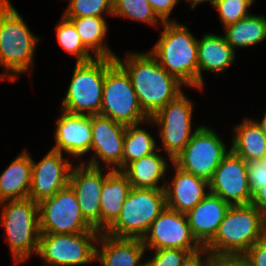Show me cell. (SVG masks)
I'll return each mask as SVG.
<instances>
[{"label": "cell", "instance_id": "1", "mask_svg": "<svg viewBox=\"0 0 266 266\" xmlns=\"http://www.w3.org/2000/svg\"><path fill=\"white\" fill-rule=\"evenodd\" d=\"M126 54L123 62L118 57L115 61L129 75L140 107L151 118L182 93L184 84L169 74L150 53Z\"/></svg>", "mask_w": 266, "mask_h": 266}, {"label": "cell", "instance_id": "2", "mask_svg": "<svg viewBox=\"0 0 266 266\" xmlns=\"http://www.w3.org/2000/svg\"><path fill=\"white\" fill-rule=\"evenodd\" d=\"M264 237V216L252 204L229 207L204 255L242 257Z\"/></svg>", "mask_w": 266, "mask_h": 266}, {"label": "cell", "instance_id": "3", "mask_svg": "<svg viewBox=\"0 0 266 266\" xmlns=\"http://www.w3.org/2000/svg\"><path fill=\"white\" fill-rule=\"evenodd\" d=\"M162 24L163 33L150 54L182 84L198 88V40L175 21Z\"/></svg>", "mask_w": 266, "mask_h": 266}, {"label": "cell", "instance_id": "4", "mask_svg": "<svg viewBox=\"0 0 266 266\" xmlns=\"http://www.w3.org/2000/svg\"><path fill=\"white\" fill-rule=\"evenodd\" d=\"M38 41L10 1L0 0L1 66L15 74L26 72Z\"/></svg>", "mask_w": 266, "mask_h": 266}, {"label": "cell", "instance_id": "5", "mask_svg": "<svg viewBox=\"0 0 266 266\" xmlns=\"http://www.w3.org/2000/svg\"><path fill=\"white\" fill-rule=\"evenodd\" d=\"M165 207V189L132 187L118 218L104 233L115 238L142 239Z\"/></svg>", "mask_w": 266, "mask_h": 266}, {"label": "cell", "instance_id": "6", "mask_svg": "<svg viewBox=\"0 0 266 266\" xmlns=\"http://www.w3.org/2000/svg\"><path fill=\"white\" fill-rule=\"evenodd\" d=\"M4 204L1 223L7 234L15 262L25 261L31 253L39 250V208L31 198L7 200ZM6 204V205H5Z\"/></svg>", "mask_w": 266, "mask_h": 266}, {"label": "cell", "instance_id": "7", "mask_svg": "<svg viewBox=\"0 0 266 266\" xmlns=\"http://www.w3.org/2000/svg\"><path fill=\"white\" fill-rule=\"evenodd\" d=\"M114 61L111 58H95L89 62L76 63L71 83L62 100L63 111L87 116L100 114L105 72Z\"/></svg>", "mask_w": 266, "mask_h": 266}, {"label": "cell", "instance_id": "8", "mask_svg": "<svg viewBox=\"0 0 266 266\" xmlns=\"http://www.w3.org/2000/svg\"><path fill=\"white\" fill-rule=\"evenodd\" d=\"M100 115L125 126L150 121L140 107L129 75L116 61L105 72Z\"/></svg>", "mask_w": 266, "mask_h": 266}, {"label": "cell", "instance_id": "9", "mask_svg": "<svg viewBox=\"0 0 266 266\" xmlns=\"http://www.w3.org/2000/svg\"><path fill=\"white\" fill-rule=\"evenodd\" d=\"M40 234L99 232L84 218L76 194L68 184L38 203Z\"/></svg>", "mask_w": 266, "mask_h": 266}, {"label": "cell", "instance_id": "10", "mask_svg": "<svg viewBox=\"0 0 266 266\" xmlns=\"http://www.w3.org/2000/svg\"><path fill=\"white\" fill-rule=\"evenodd\" d=\"M217 135L210 128L199 126L172 163L186 172L209 181L223 157L229 152Z\"/></svg>", "mask_w": 266, "mask_h": 266}, {"label": "cell", "instance_id": "11", "mask_svg": "<svg viewBox=\"0 0 266 266\" xmlns=\"http://www.w3.org/2000/svg\"><path fill=\"white\" fill-rule=\"evenodd\" d=\"M100 232L74 234H40V255L50 266H75L95 262L96 246Z\"/></svg>", "mask_w": 266, "mask_h": 266}, {"label": "cell", "instance_id": "12", "mask_svg": "<svg viewBox=\"0 0 266 266\" xmlns=\"http://www.w3.org/2000/svg\"><path fill=\"white\" fill-rule=\"evenodd\" d=\"M142 241L152 250L181 249L193 255L204 253V247L192 234L186 214L168 207L151 224Z\"/></svg>", "mask_w": 266, "mask_h": 266}, {"label": "cell", "instance_id": "13", "mask_svg": "<svg viewBox=\"0 0 266 266\" xmlns=\"http://www.w3.org/2000/svg\"><path fill=\"white\" fill-rule=\"evenodd\" d=\"M192 103L183 93L170 101L150 120L160 127V136L165 149L173 161L186 147L191 134Z\"/></svg>", "mask_w": 266, "mask_h": 266}, {"label": "cell", "instance_id": "14", "mask_svg": "<svg viewBox=\"0 0 266 266\" xmlns=\"http://www.w3.org/2000/svg\"><path fill=\"white\" fill-rule=\"evenodd\" d=\"M208 189L230 206L250 204L253 194L248 181L247 161L230 149L215 169Z\"/></svg>", "mask_w": 266, "mask_h": 266}, {"label": "cell", "instance_id": "15", "mask_svg": "<svg viewBox=\"0 0 266 266\" xmlns=\"http://www.w3.org/2000/svg\"><path fill=\"white\" fill-rule=\"evenodd\" d=\"M101 167H93L84 163L73 167L69 176V185L74 190L81 213L84 218L101 233V189L106 177Z\"/></svg>", "mask_w": 266, "mask_h": 266}, {"label": "cell", "instance_id": "16", "mask_svg": "<svg viewBox=\"0 0 266 266\" xmlns=\"http://www.w3.org/2000/svg\"><path fill=\"white\" fill-rule=\"evenodd\" d=\"M126 126L100 114L91 116L92 143L94 157L88 165L100 168L98 157L112 170H123V149ZM117 166V167H116Z\"/></svg>", "mask_w": 266, "mask_h": 266}, {"label": "cell", "instance_id": "17", "mask_svg": "<svg viewBox=\"0 0 266 266\" xmlns=\"http://www.w3.org/2000/svg\"><path fill=\"white\" fill-rule=\"evenodd\" d=\"M72 164L62 153L49 151L37 164L32 159V181L29 198L39 203L52 197L69 184Z\"/></svg>", "mask_w": 266, "mask_h": 266}, {"label": "cell", "instance_id": "18", "mask_svg": "<svg viewBox=\"0 0 266 266\" xmlns=\"http://www.w3.org/2000/svg\"><path fill=\"white\" fill-rule=\"evenodd\" d=\"M56 127V145L52 150L59 153L65 151L74 157L82 156L91 150V116L72 114L62 110Z\"/></svg>", "mask_w": 266, "mask_h": 266}, {"label": "cell", "instance_id": "19", "mask_svg": "<svg viewBox=\"0 0 266 266\" xmlns=\"http://www.w3.org/2000/svg\"><path fill=\"white\" fill-rule=\"evenodd\" d=\"M230 205L220 196L208 194L186 213L193 236L205 247L216 235Z\"/></svg>", "mask_w": 266, "mask_h": 266}, {"label": "cell", "instance_id": "20", "mask_svg": "<svg viewBox=\"0 0 266 266\" xmlns=\"http://www.w3.org/2000/svg\"><path fill=\"white\" fill-rule=\"evenodd\" d=\"M176 167V175L171 185L165 187L166 207L180 213L192 210L208 193L209 181Z\"/></svg>", "mask_w": 266, "mask_h": 266}, {"label": "cell", "instance_id": "21", "mask_svg": "<svg viewBox=\"0 0 266 266\" xmlns=\"http://www.w3.org/2000/svg\"><path fill=\"white\" fill-rule=\"evenodd\" d=\"M98 240L102 249L96 247L95 261H101L103 266H145L140 263L147 248L142 239L115 238L102 232Z\"/></svg>", "mask_w": 266, "mask_h": 266}, {"label": "cell", "instance_id": "22", "mask_svg": "<svg viewBox=\"0 0 266 266\" xmlns=\"http://www.w3.org/2000/svg\"><path fill=\"white\" fill-rule=\"evenodd\" d=\"M235 50L226 42L224 36L205 34L198 41V88L203 89L201 71H224L235 59Z\"/></svg>", "mask_w": 266, "mask_h": 266}, {"label": "cell", "instance_id": "23", "mask_svg": "<svg viewBox=\"0 0 266 266\" xmlns=\"http://www.w3.org/2000/svg\"><path fill=\"white\" fill-rule=\"evenodd\" d=\"M32 158L22 152L0 175V202L29 198Z\"/></svg>", "mask_w": 266, "mask_h": 266}, {"label": "cell", "instance_id": "24", "mask_svg": "<svg viewBox=\"0 0 266 266\" xmlns=\"http://www.w3.org/2000/svg\"><path fill=\"white\" fill-rule=\"evenodd\" d=\"M131 188L121 171L113 170L106 177L101 189V233L116 221Z\"/></svg>", "mask_w": 266, "mask_h": 266}, {"label": "cell", "instance_id": "25", "mask_svg": "<svg viewBox=\"0 0 266 266\" xmlns=\"http://www.w3.org/2000/svg\"><path fill=\"white\" fill-rule=\"evenodd\" d=\"M166 161L156 151L129 163L121 172L127 177L133 188L164 189L158 182L165 177Z\"/></svg>", "mask_w": 266, "mask_h": 266}, {"label": "cell", "instance_id": "26", "mask_svg": "<svg viewBox=\"0 0 266 266\" xmlns=\"http://www.w3.org/2000/svg\"><path fill=\"white\" fill-rule=\"evenodd\" d=\"M235 132L230 148L235 154L247 162L266 158V137L254 120L245 119Z\"/></svg>", "mask_w": 266, "mask_h": 266}, {"label": "cell", "instance_id": "27", "mask_svg": "<svg viewBox=\"0 0 266 266\" xmlns=\"http://www.w3.org/2000/svg\"><path fill=\"white\" fill-rule=\"evenodd\" d=\"M75 26L84 47L90 52L94 51L95 58H111L117 56L103 43L107 34V24L103 17L86 16L67 18Z\"/></svg>", "mask_w": 266, "mask_h": 266}, {"label": "cell", "instance_id": "28", "mask_svg": "<svg viewBox=\"0 0 266 266\" xmlns=\"http://www.w3.org/2000/svg\"><path fill=\"white\" fill-rule=\"evenodd\" d=\"M224 28L226 42L234 50L236 47H249L266 38V17L250 14Z\"/></svg>", "mask_w": 266, "mask_h": 266}, {"label": "cell", "instance_id": "29", "mask_svg": "<svg viewBox=\"0 0 266 266\" xmlns=\"http://www.w3.org/2000/svg\"><path fill=\"white\" fill-rule=\"evenodd\" d=\"M139 124L126 126L123 149V169L131 162L155 152L156 146L153 137L141 128ZM156 146V147H155Z\"/></svg>", "mask_w": 266, "mask_h": 266}, {"label": "cell", "instance_id": "30", "mask_svg": "<svg viewBox=\"0 0 266 266\" xmlns=\"http://www.w3.org/2000/svg\"><path fill=\"white\" fill-rule=\"evenodd\" d=\"M57 39L61 47L69 54L76 55V63H85L95 59L84 47L74 24L63 16L62 21L56 26Z\"/></svg>", "mask_w": 266, "mask_h": 266}, {"label": "cell", "instance_id": "31", "mask_svg": "<svg viewBox=\"0 0 266 266\" xmlns=\"http://www.w3.org/2000/svg\"><path fill=\"white\" fill-rule=\"evenodd\" d=\"M113 16H122L156 25L160 19L148 0H113Z\"/></svg>", "mask_w": 266, "mask_h": 266}, {"label": "cell", "instance_id": "32", "mask_svg": "<svg viewBox=\"0 0 266 266\" xmlns=\"http://www.w3.org/2000/svg\"><path fill=\"white\" fill-rule=\"evenodd\" d=\"M103 12L112 15L113 0H70L63 16L66 18L102 17Z\"/></svg>", "mask_w": 266, "mask_h": 266}, {"label": "cell", "instance_id": "33", "mask_svg": "<svg viewBox=\"0 0 266 266\" xmlns=\"http://www.w3.org/2000/svg\"><path fill=\"white\" fill-rule=\"evenodd\" d=\"M253 0H214L213 6L219 11L223 26H227L249 16L248 8Z\"/></svg>", "mask_w": 266, "mask_h": 266}, {"label": "cell", "instance_id": "34", "mask_svg": "<svg viewBox=\"0 0 266 266\" xmlns=\"http://www.w3.org/2000/svg\"><path fill=\"white\" fill-rule=\"evenodd\" d=\"M155 255L145 262V266H183L194 255L187 250L161 249L154 250Z\"/></svg>", "mask_w": 266, "mask_h": 266}, {"label": "cell", "instance_id": "35", "mask_svg": "<svg viewBox=\"0 0 266 266\" xmlns=\"http://www.w3.org/2000/svg\"><path fill=\"white\" fill-rule=\"evenodd\" d=\"M248 181L252 194L266 185V167L263 160L248 161Z\"/></svg>", "mask_w": 266, "mask_h": 266}, {"label": "cell", "instance_id": "36", "mask_svg": "<svg viewBox=\"0 0 266 266\" xmlns=\"http://www.w3.org/2000/svg\"><path fill=\"white\" fill-rule=\"evenodd\" d=\"M242 258L250 266H266V239L258 240Z\"/></svg>", "mask_w": 266, "mask_h": 266}, {"label": "cell", "instance_id": "37", "mask_svg": "<svg viewBox=\"0 0 266 266\" xmlns=\"http://www.w3.org/2000/svg\"><path fill=\"white\" fill-rule=\"evenodd\" d=\"M178 0H148L161 22H170L169 15Z\"/></svg>", "mask_w": 266, "mask_h": 266}, {"label": "cell", "instance_id": "38", "mask_svg": "<svg viewBox=\"0 0 266 266\" xmlns=\"http://www.w3.org/2000/svg\"><path fill=\"white\" fill-rule=\"evenodd\" d=\"M207 266H238V257L208 255Z\"/></svg>", "mask_w": 266, "mask_h": 266}, {"label": "cell", "instance_id": "39", "mask_svg": "<svg viewBox=\"0 0 266 266\" xmlns=\"http://www.w3.org/2000/svg\"><path fill=\"white\" fill-rule=\"evenodd\" d=\"M265 217L266 216V185L258 189L254 194L251 202Z\"/></svg>", "mask_w": 266, "mask_h": 266}, {"label": "cell", "instance_id": "40", "mask_svg": "<svg viewBox=\"0 0 266 266\" xmlns=\"http://www.w3.org/2000/svg\"><path fill=\"white\" fill-rule=\"evenodd\" d=\"M201 253L194 255L189 261H187L183 266H207L208 258L205 262L202 263V259L200 258Z\"/></svg>", "mask_w": 266, "mask_h": 266}, {"label": "cell", "instance_id": "41", "mask_svg": "<svg viewBox=\"0 0 266 266\" xmlns=\"http://www.w3.org/2000/svg\"><path fill=\"white\" fill-rule=\"evenodd\" d=\"M255 122L258 124L259 128L261 129L264 136L266 137V112H265L264 118L261 120V122H257V121H255Z\"/></svg>", "mask_w": 266, "mask_h": 266}, {"label": "cell", "instance_id": "42", "mask_svg": "<svg viewBox=\"0 0 266 266\" xmlns=\"http://www.w3.org/2000/svg\"><path fill=\"white\" fill-rule=\"evenodd\" d=\"M187 1L191 2V8L192 9H194L197 4L205 2V1H210L212 4L214 2V0H187Z\"/></svg>", "mask_w": 266, "mask_h": 266}, {"label": "cell", "instance_id": "43", "mask_svg": "<svg viewBox=\"0 0 266 266\" xmlns=\"http://www.w3.org/2000/svg\"><path fill=\"white\" fill-rule=\"evenodd\" d=\"M238 266H250L242 257H238Z\"/></svg>", "mask_w": 266, "mask_h": 266}, {"label": "cell", "instance_id": "44", "mask_svg": "<svg viewBox=\"0 0 266 266\" xmlns=\"http://www.w3.org/2000/svg\"><path fill=\"white\" fill-rule=\"evenodd\" d=\"M264 238L266 239V216L264 217Z\"/></svg>", "mask_w": 266, "mask_h": 266}, {"label": "cell", "instance_id": "45", "mask_svg": "<svg viewBox=\"0 0 266 266\" xmlns=\"http://www.w3.org/2000/svg\"><path fill=\"white\" fill-rule=\"evenodd\" d=\"M0 78H2V79H3V78H6V77H4V75H2V74H1V75H0Z\"/></svg>", "mask_w": 266, "mask_h": 266}, {"label": "cell", "instance_id": "46", "mask_svg": "<svg viewBox=\"0 0 266 266\" xmlns=\"http://www.w3.org/2000/svg\"><path fill=\"white\" fill-rule=\"evenodd\" d=\"M264 164H265V167H266V158L263 160Z\"/></svg>", "mask_w": 266, "mask_h": 266}]
</instances>
